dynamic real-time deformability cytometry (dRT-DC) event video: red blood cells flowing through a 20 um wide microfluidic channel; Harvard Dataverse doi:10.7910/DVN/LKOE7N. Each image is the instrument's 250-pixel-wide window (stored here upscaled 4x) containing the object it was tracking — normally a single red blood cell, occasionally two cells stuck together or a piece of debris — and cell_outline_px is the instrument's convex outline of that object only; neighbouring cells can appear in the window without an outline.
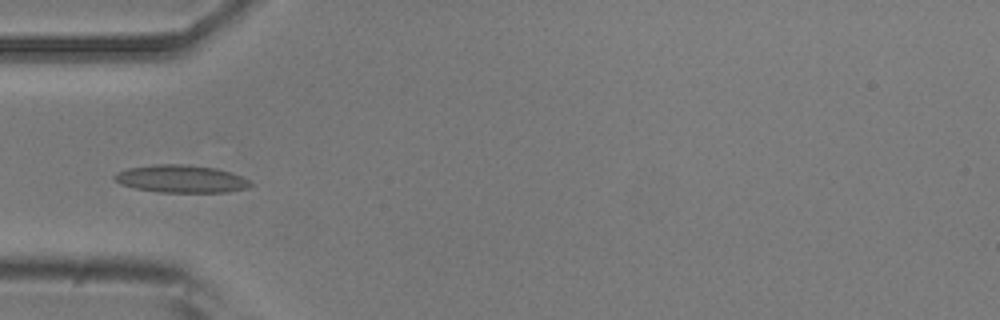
{"species": "common noctule bat (a hibernating species)", "species_latin": "Nyctalus noctula", "temperature_condition": "room temperature", "stored_images_in_passage": 8, "camera_frame_rate_fps": 3000, "um_per_image_px": 0.085, "animal": {"sex": "male", "body_mass_g": 20.5, "forearm_length_mm": 52.5}, "frame": {"image": 1, "passage_image": 5, "time_ms": 1.333, "image_size_px": [1000, 320], "cell_outline_px": [[256, 184], [248, 188], [228, 192], [160, 192], [136, 188], [120, 184], [112, 176], [116, 172], [128, 168], [152, 164], [188, 164], [216, 168], [232, 172]], "centroid_in_image_um": [15.42, 15.19], "position_along_channel_um": 69.6, "area_um2": 22.08}}
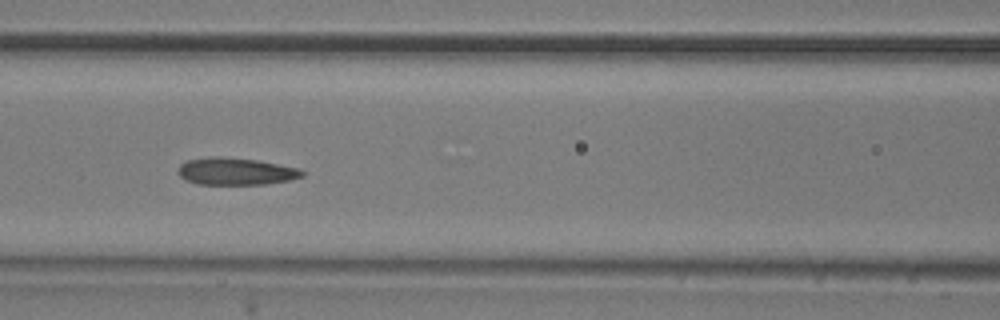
{"frame": {"image": 2, "passage_image": 7, "time_ms": 2.0, "image_size_px": [1000, 320], "cell_outline_px": [[304, 176], [288, 180], [264, 184], [196, 184], [180, 176], [176, 172], [180, 164], [188, 160], [208, 156], [220, 156], [256, 160], [300, 168], [304, 172]], "centroid_in_image_um": [20.01, 14.56], "position_along_channel_um": 146.6, "area_um2": 19.65}}
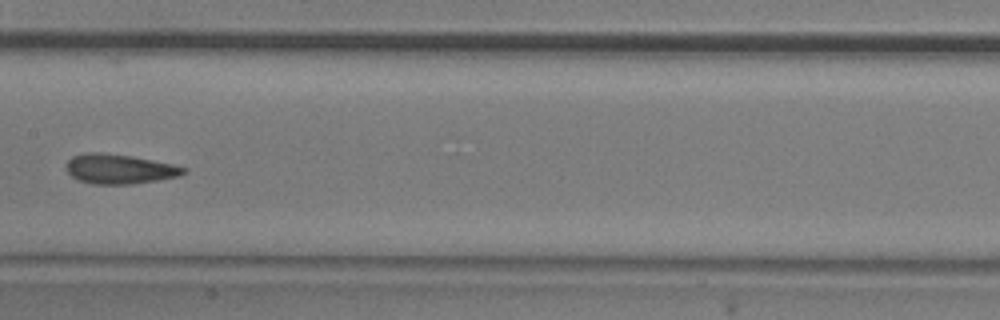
{"frame": {"image": 3, "passage_image": 8, "time_ms": 2.333, "image_size_px": [1000, 320], "cell_outline_px": [[188, 172], [180, 176], [132, 184], [92, 184], [80, 180], [72, 176], [68, 172], [64, 164], [72, 156], [88, 152], [100, 152], [132, 156], [172, 164], [188, 168]], "centroid_in_image_um": [10.15, 14.36], "position_along_channel_um": 197.2, "area_um2": 20.35}}